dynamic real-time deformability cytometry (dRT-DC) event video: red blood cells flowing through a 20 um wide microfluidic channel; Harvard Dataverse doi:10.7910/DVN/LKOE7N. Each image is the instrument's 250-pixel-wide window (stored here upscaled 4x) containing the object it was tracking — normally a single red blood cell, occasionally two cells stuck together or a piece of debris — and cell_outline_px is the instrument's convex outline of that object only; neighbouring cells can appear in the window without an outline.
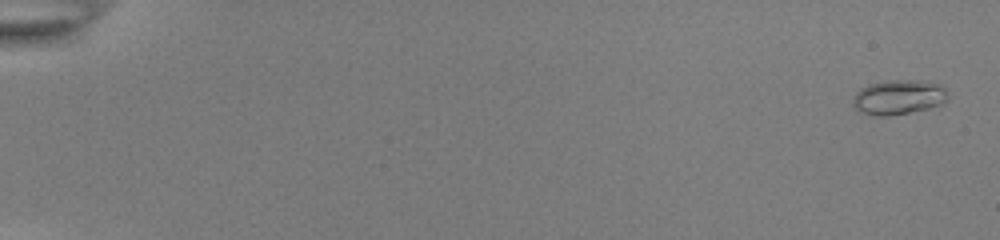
{"species": "common noctule bat (a hibernating species)", "species_latin": "Nyctalus noctula", "temperature_condition": "room temperature", "stored_images_in_passage": 54, "camera_frame_rate_fps": 3000, "um_per_image_px": 0.085, "animal": {"sex": "female", "body_mass_g": 22.0, "forearm_length_mm": 56.7}, "frame": {"image": 1, "passage_image": 2, "time_ms": 0.333, "image_size_px": [1000, 240], "cell_outline_px": [[948, 100], [940, 104], [928, 108], [888, 116], [872, 116], [856, 108], [852, 104], [852, 100], [856, 92], [860, 88], [868, 84], [888, 80], [928, 80], [944, 88], [948, 96]], "centroid_in_image_um": [76.36, 8.24], "position_along_channel_um": 8.6, "area_um2": 19.19}}
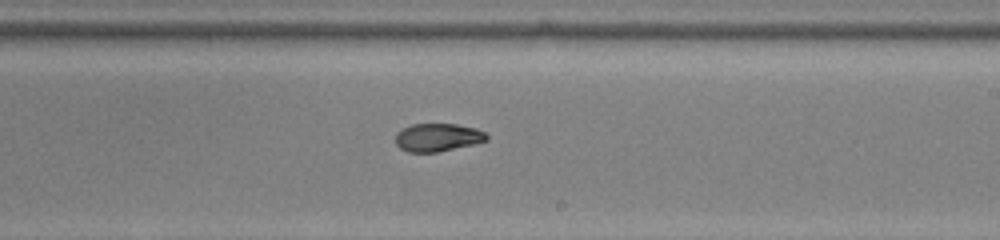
{"frame": {"image": 2, "passage_image": 35, "time_ms": 11.333, "image_size_px": [1000, 240], "cell_outline_px": [[488, 140], [472, 144], [436, 152], [408, 152], [400, 148], [396, 144], [396, 132], [412, 124], [456, 124], [476, 128], [484, 132], [488, 136]], "centroid_in_image_um": [37.19, 11.67], "position_along_channel_um": 251.8, "area_um2": 14.74}}
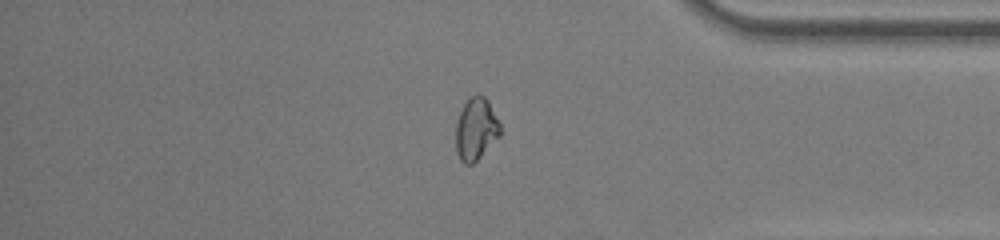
{"frame": {"image": 3, "passage_image": 47, "time_ms": 15.333, "image_size_px": [1000, 240], "cell_outline_px": [[500, 136], [472, 164], [464, 164], [460, 160], [456, 152], [456, 124], [460, 112], [468, 96], [484, 96], [488, 100], [500, 124]], "centroid_in_image_um": [40.44, 10.97], "position_along_channel_um": 394.8, "area_um2": 15.95}, "authors_computed_cell_mechanics": {"area_um2": 16.1262, "velocity_mm_per_s": 3.9081, "shape_relaxation_time_tau1_ms": 10.2577, "shape_relaxation_time_tau2_ms": 2.9753, "deformation_change_tau1": 0.268, "deformation_change_tau2": 0.0522}}